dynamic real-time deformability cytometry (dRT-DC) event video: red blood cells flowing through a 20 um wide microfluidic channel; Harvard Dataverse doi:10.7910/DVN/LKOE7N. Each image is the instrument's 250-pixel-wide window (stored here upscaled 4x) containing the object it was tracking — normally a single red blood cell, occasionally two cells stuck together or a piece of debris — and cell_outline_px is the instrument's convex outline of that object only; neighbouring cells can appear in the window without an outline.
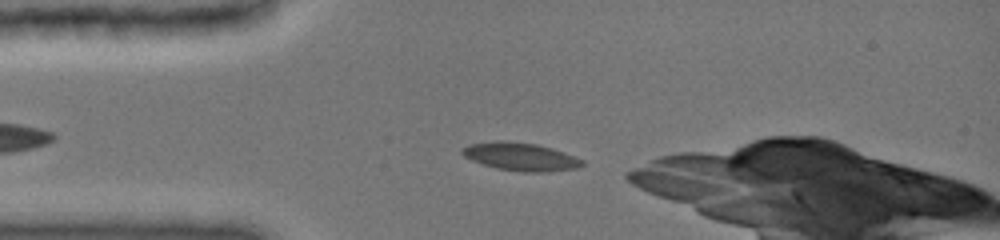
{"species": "common noctule bat (a hibernating species)", "species_latin": "Nyctalus noctula", "temperature_condition": "cold", "stored_images_in_passage": 39, "camera_frame_rate_fps": 3000, "um_per_image_px": 0.085, "animal": {"sex": "female", "body_mass_g": 19.0, "forearm_length_mm": 51.5}, "frame": {"image": 1, "passage_image": 1, "time_ms": 0.0, "image_size_px": [1000, 240], "cell_outline_px": [[584, 164], [580, 168], [548, 172], [520, 172], [496, 168], [472, 160], [464, 156], [460, 152], [460, 148], [468, 144], [500, 140], [504, 140], [536, 144], [552, 148], [564, 152], [584, 160]], "centroid_in_image_um": [44.26, 13.32], "position_along_channel_um": 40.7, "area_um2": 19.83}}
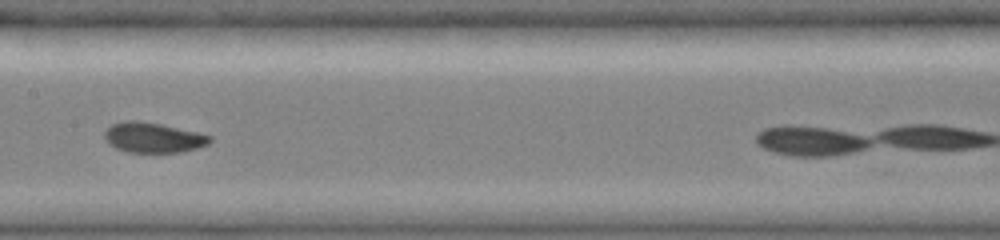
{"frame": {"image": 2, "passage_image": 20, "time_ms": 4.333, "image_size_px": [1000, 240], "cell_outline_px": [[212, 140], [208, 144], [196, 148], [180, 152], [128, 152], [116, 148], [108, 144], [104, 136], [104, 132], [112, 124], [124, 120], [136, 120], [160, 124], [196, 132], [212, 136]], "centroid_in_image_um": [12.99, 11.69], "position_along_channel_um": 194.4, "area_um2": 18.38}}
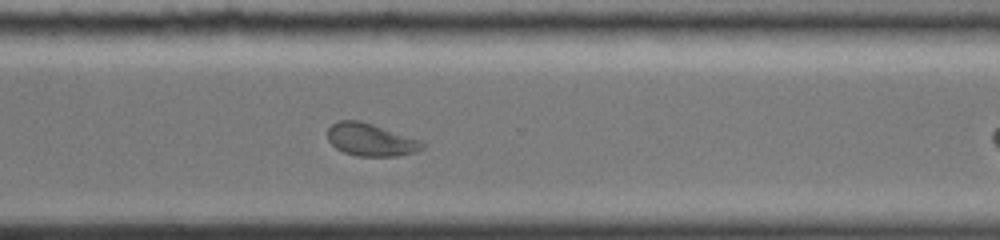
{"frame": {"image": 3, "passage_image": 37, "time_ms": 8.0, "image_size_px": [1000, 240], "cell_outline_px": [[424, 148], [416, 152], [400, 156], [360, 156], [344, 152], [336, 148], [328, 140], [328, 128], [332, 124], [340, 120], [360, 120], [420, 140], [424, 144]], "centroid_in_image_um": [31.51, 11.88], "position_along_channel_um": 339.1, "area_um2": 17.86}}